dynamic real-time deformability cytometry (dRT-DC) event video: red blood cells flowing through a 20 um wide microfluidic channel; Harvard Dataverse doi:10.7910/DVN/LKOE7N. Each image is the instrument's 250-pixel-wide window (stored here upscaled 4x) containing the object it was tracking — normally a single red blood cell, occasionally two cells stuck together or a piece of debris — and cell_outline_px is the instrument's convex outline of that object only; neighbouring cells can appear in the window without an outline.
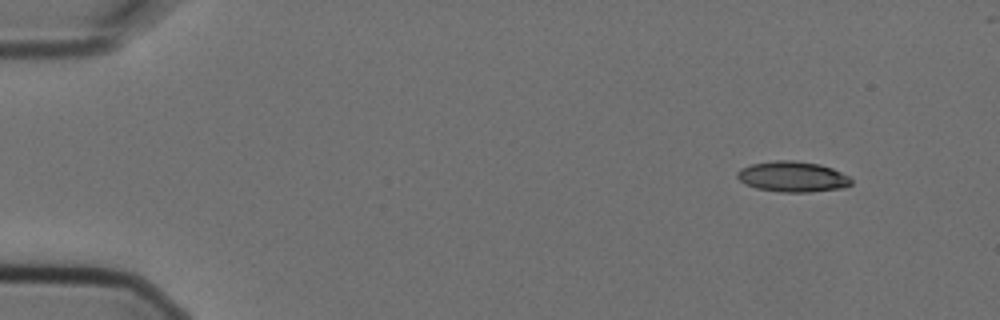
{"species": "Egyptian fruit bat (a non-hibernating species)", "species_latin": "Rousettus aegyptiacus", "temperature_condition": "cold", "stored_images_in_passage": 4, "camera_frame_rate_fps": 3000, "um_per_image_px": 0.085, "animal": {"sex": "female"}, "frame": {"image": 1, "passage_image": 1, "time_ms": 0.0, "image_size_px": [1000, 320], "cell_outline_px": [[852, 184], [844, 188], [812, 192], [780, 192], [756, 188], [744, 184], [736, 176], [736, 172], [740, 168], [752, 164], [776, 160], [792, 160], [820, 164], [832, 168], [848, 176], [852, 180]], "centroid_in_image_um": [67.36, 15.02], "position_along_channel_um": 17.6, "area_um2": 20.46}}
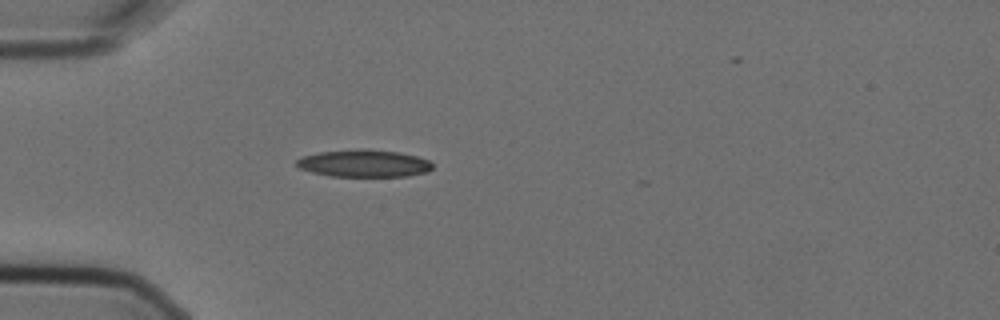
{"frame": {"image": 2, "passage_image": 4, "time_ms": 1.0, "image_size_px": [1000, 320], "cell_outline_px": [[432, 168], [428, 172], [408, 176], [332, 176], [312, 172], [300, 168], [296, 164], [296, 160], [300, 156], [316, 152], [360, 148], [400, 152], [416, 156], [428, 160], [432, 164]], "centroid_in_image_um": [30.91, 13.87], "position_along_channel_um": 54.1, "area_um2": 21.79}}